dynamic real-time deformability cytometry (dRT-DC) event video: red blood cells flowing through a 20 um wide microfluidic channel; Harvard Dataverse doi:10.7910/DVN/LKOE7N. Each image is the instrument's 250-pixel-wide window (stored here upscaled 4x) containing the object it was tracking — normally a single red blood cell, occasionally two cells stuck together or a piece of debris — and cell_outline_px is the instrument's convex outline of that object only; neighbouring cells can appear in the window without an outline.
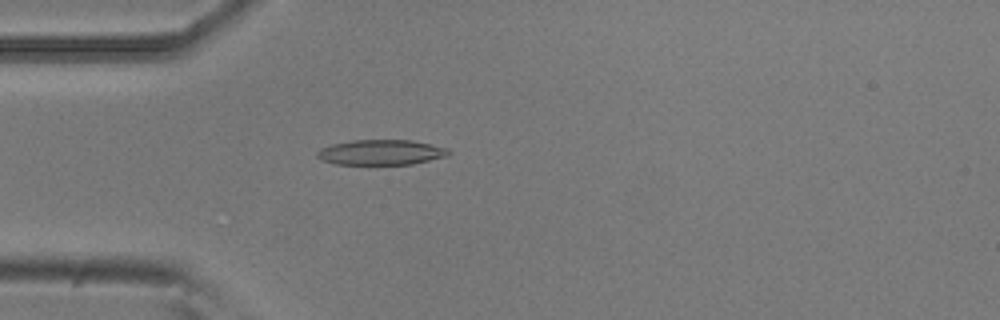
{"species": "common noctule bat (a hibernating species)", "species_latin": "Nyctalus noctula", "temperature_condition": "room temperature", "stored_images_in_passage": 53, "camera_frame_rate_fps": 3000, "um_per_image_px": 0.085, "animal": {"sex": "male", "body_mass_g": 20.5, "forearm_length_mm": 52.5}, "frame": {"image": 1, "passage_image": 15, "time_ms": 4.667, "image_size_px": [1000, 320], "cell_outline_px": [[452, 152], [448, 156], [412, 164], [336, 164], [324, 160], [316, 156], [316, 152], [320, 148], [332, 144], [352, 140], [412, 140], [448, 148]], "centroid_in_image_um": [32.41, 12.94], "position_along_channel_um": 52.6, "area_um2": 19.31}}
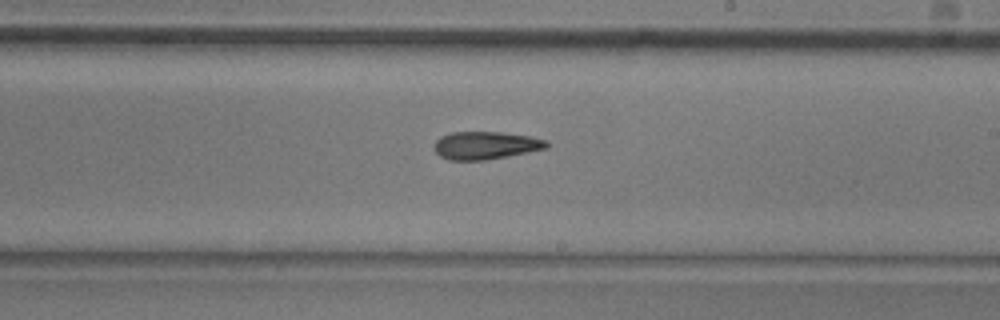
{"frame": {"image": 2, "passage_image": 31, "time_ms": 10.0, "image_size_px": [1000, 320], "cell_outline_px": [[548, 148], [528, 152], [484, 160], [448, 160], [440, 156], [436, 152], [436, 140], [440, 136], [452, 132], [500, 132], [532, 136], [544, 140], [548, 144]], "centroid_in_image_um": [41.28, 12.35], "position_along_channel_um": 247.7, "area_um2": 18.03}}
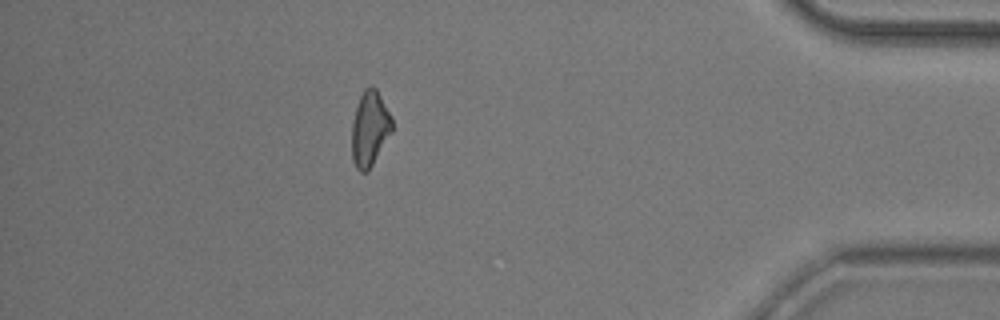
{"frame": {"image": 3, "passage_image": 47, "time_ms": 15.333, "image_size_px": [1000, 320], "cell_outline_px": [[392, 132], [368, 172], [360, 172], [356, 168], [352, 160], [352, 124], [356, 108], [360, 96], [364, 88], [368, 84], [372, 84], [376, 88], [392, 116]], "centroid_in_image_um": [31.43, 10.92], "position_along_channel_um": 403.8, "area_um2": 17.8}, "authors_computed_cell_mechanics": {"area_um2": 18.4382, "velocity_mm_per_s": 3.7823, "shape_relaxation_time_tau1_ms": 5.7304, "shape_relaxation_time_tau2_ms": 7.6758, "deformation_change_tau1": 0.1509, "deformation_change_tau2": 0.1946}}